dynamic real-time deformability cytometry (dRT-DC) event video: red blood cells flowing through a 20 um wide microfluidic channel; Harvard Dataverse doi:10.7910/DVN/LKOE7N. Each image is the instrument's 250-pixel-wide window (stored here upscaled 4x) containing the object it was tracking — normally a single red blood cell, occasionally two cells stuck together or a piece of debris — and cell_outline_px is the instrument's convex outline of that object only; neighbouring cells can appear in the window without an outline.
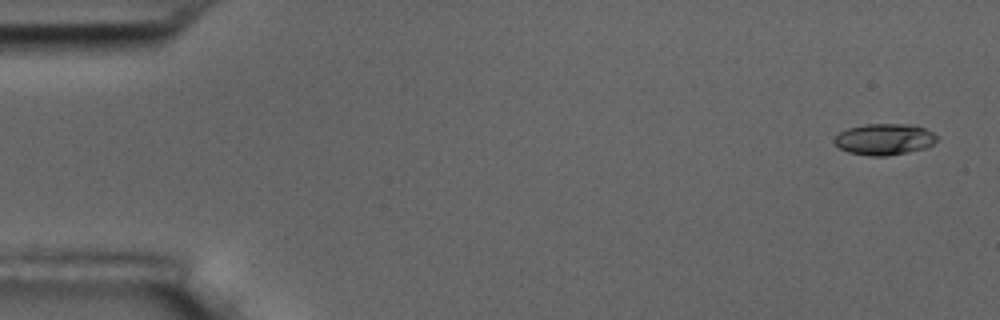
{"species": "common noctule bat (a hibernating species)", "species_latin": "Nyctalus noctula", "temperature_condition": "room temperature", "stored_images_in_passage": 5, "camera_frame_rate_fps": 3000, "um_per_image_px": 0.085, "animal": {"sex": "male", "body_mass_g": 17.5, "forearm_length_mm": 52.3}, "frame": {"image": 1, "passage_image": 1, "time_ms": 0.0, "image_size_px": [1000, 320], "cell_outline_px": [[936, 140], [928, 148], [888, 156], [868, 156], [848, 152], [840, 148], [832, 140], [840, 132], [848, 128], [864, 124], [916, 124], [932, 132], [936, 136]], "centroid_in_image_um": [75.17, 11.84], "position_along_channel_um": 9.8, "area_um2": 18.84}}
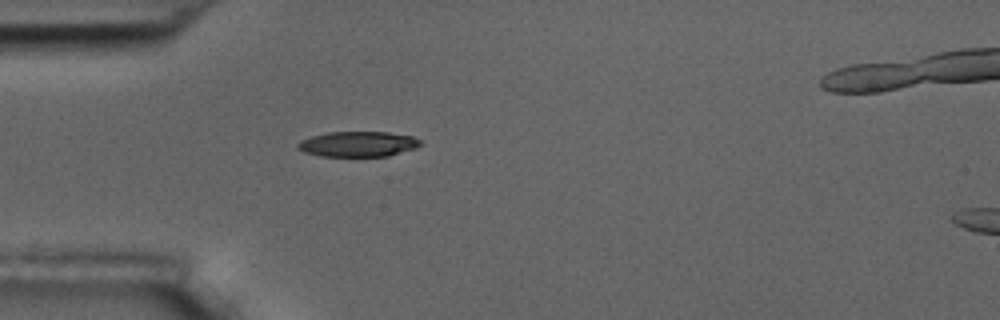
{"frame": {"image": 2, "passage_image": 5, "time_ms": 4.667, "image_size_px": [1000, 320], "cell_outline_px": [[424, 144], [416, 148], [388, 156], [320, 156], [304, 152], [296, 148], [296, 144], [300, 140], [312, 136], [328, 132], [388, 132], [412, 136], [420, 140]], "centroid_in_image_um": [30.43, 12.24], "position_along_channel_um": 54.6, "area_um2": 18.21}}